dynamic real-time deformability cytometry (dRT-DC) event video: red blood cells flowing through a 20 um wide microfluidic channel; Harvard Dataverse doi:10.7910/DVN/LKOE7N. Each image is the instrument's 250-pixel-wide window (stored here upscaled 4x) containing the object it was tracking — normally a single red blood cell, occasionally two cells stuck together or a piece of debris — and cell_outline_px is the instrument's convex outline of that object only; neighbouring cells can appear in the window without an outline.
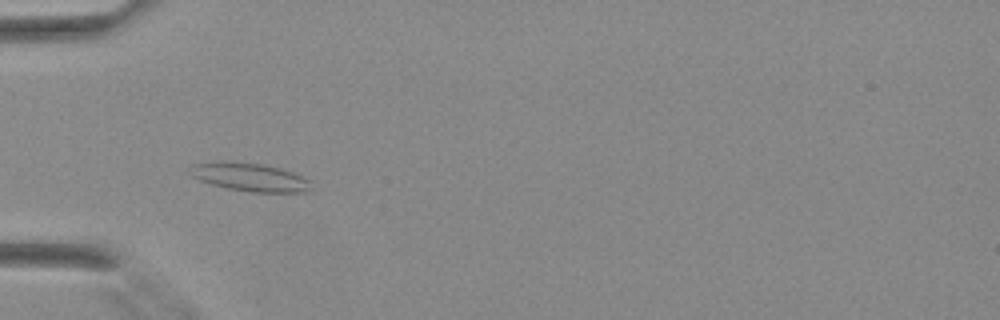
{"species": "Egyptian fruit bat (a non-hibernating species)", "species_latin": "Rousettus aegyptiacus", "temperature_condition": "warm", "stored_images_in_passage": 36, "camera_frame_rate_fps": 3000, "um_per_image_px": 0.085, "animal": {"sex": "female"}, "frame": {"image": 1, "passage_image": 14, "time_ms": 4.333, "image_size_px": [1000, 320], "cell_outline_px": [[312, 188], [304, 192], [252, 192], [228, 188], [212, 184], [200, 180], [192, 176], [196, 164], [260, 164], [280, 168], [292, 172], [308, 180]], "centroid_in_image_um": [21.38, 15.12], "position_along_channel_um": 63.6, "area_um2": 18.5}}
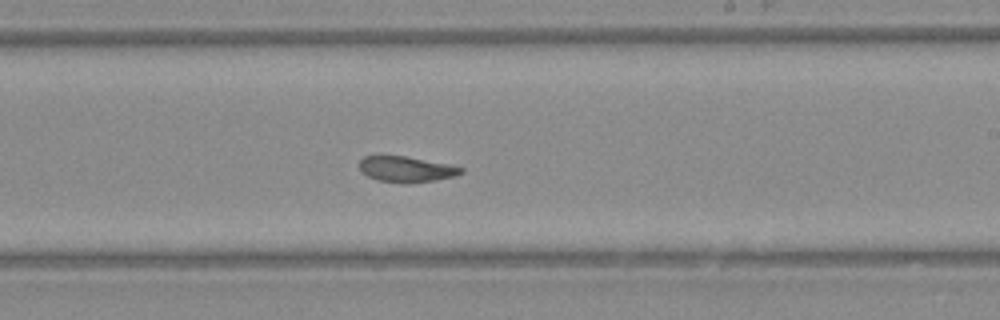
{"frame": {"image": 2, "passage_image": 26, "time_ms": 8.333, "image_size_px": [1000, 320], "cell_outline_px": [[464, 172], [452, 176], [432, 180], [380, 180], [368, 176], [360, 168], [360, 160], [364, 156], [380, 152], [404, 156], [448, 164], [464, 168]], "centroid_in_image_um": [34.46, 14.28], "position_along_channel_um": 254.5, "area_um2": 14.68}}
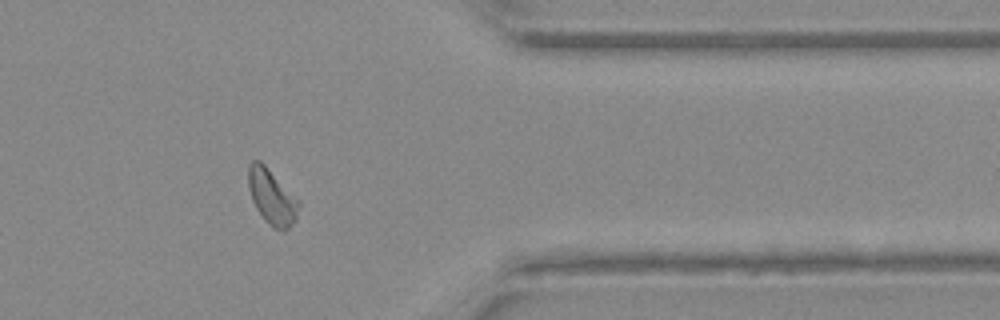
{"frame": {"image": 3, "passage_image": 35, "time_ms": 11.333, "image_size_px": [1000, 320], "cell_outline_px": [[300, 204], [296, 220], [284, 232], [280, 232], [268, 224], [264, 220], [256, 208], [252, 200], [248, 188], [248, 164], [252, 160], [260, 160], [300, 200]], "centroid_in_image_um": [23.11, 16.75], "position_along_channel_um": 388.3, "area_um2": 16.53}}